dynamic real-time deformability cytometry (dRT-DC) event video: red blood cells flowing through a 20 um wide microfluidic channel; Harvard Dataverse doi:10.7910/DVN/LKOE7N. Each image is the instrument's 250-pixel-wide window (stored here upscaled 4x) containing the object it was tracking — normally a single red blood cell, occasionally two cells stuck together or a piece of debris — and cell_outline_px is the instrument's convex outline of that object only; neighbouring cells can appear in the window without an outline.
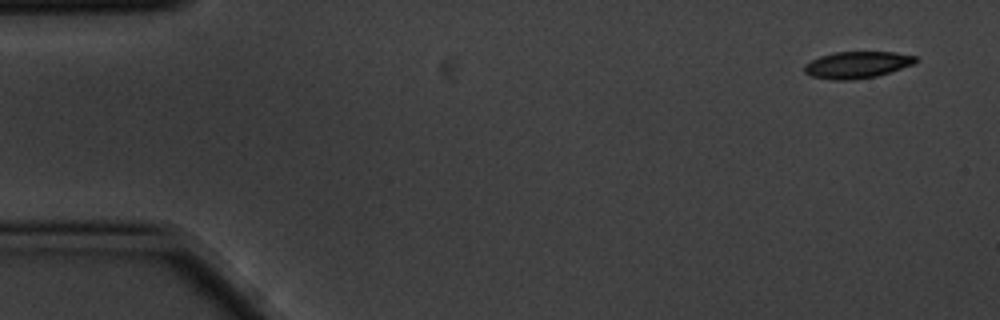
{"species": "common noctule bat (a hibernating species)", "species_latin": "Nyctalus noctula", "temperature_condition": "cold", "stored_images_in_passage": 5, "camera_frame_rate_fps": 3000, "um_per_image_px": 0.085, "animal": {"sex": "male", "body_mass_g": 20.1, "forearm_length_mm": 53.5}, "frame": {"image": 1, "passage_image": 1, "time_ms": 0.0, "image_size_px": [1000, 320], "cell_outline_px": [[920, 60], [912, 64], [876, 76], [852, 80], [832, 80], [812, 76], [804, 72], [804, 64], [820, 56], [836, 52], [896, 52], [916, 56]], "centroid_in_image_um": [72.84, 5.5], "position_along_channel_um": 12.2, "area_um2": 17.22}}
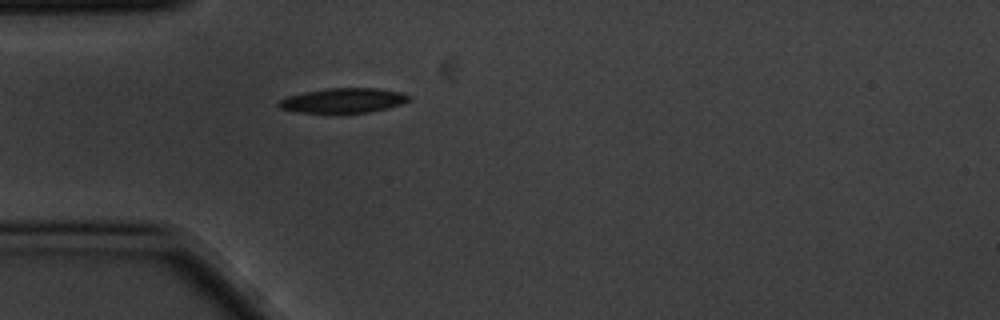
{"frame": {"image": 2, "passage_image": 5, "time_ms": 1.333, "image_size_px": [1000, 320], "cell_outline_px": [[412, 100], [388, 108], [368, 112], [296, 112], [280, 108], [276, 104], [276, 100], [284, 96], [304, 92], [328, 88], [376, 88], [400, 92], [412, 96]], "centroid_in_image_um": [29.14, 8.53], "position_along_channel_um": 55.9, "area_um2": 18.84}}